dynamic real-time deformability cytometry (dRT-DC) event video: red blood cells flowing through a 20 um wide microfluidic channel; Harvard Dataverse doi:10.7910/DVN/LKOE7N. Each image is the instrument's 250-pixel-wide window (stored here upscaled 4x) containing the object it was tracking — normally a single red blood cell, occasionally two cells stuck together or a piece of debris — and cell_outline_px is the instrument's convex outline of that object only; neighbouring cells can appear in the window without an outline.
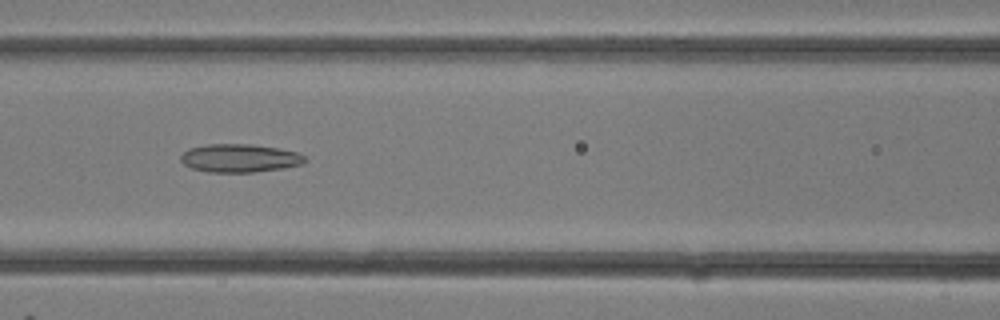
{"species": "common noctule bat (a hibernating species)", "species_latin": "Nyctalus noctula", "temperature_condition": "room temperature", "stored_images_in_passage": 32, "camera_frame_rate_fps": 3000, "um_per_image_px": 0.085, "animal": {"sex": "female"}, "frame": {"image": 1, "passage_image": 14, "time_ms": 4.333, "image_size_px": [1000, 320], "cell_outline_px": [[308, 160], [304, 164], [284, 168], [252, 172], [208, 172], [192, 168], [184, 164], [180, 160], [180, 156], [188, 148], [208, 144], [252, 144], [280, 148], [296, 152], [304, 156]], "centroid_in_image_um": [20.39, 13.44], "position_along_channel_um": 146.2, "area_um2": 20.58}}
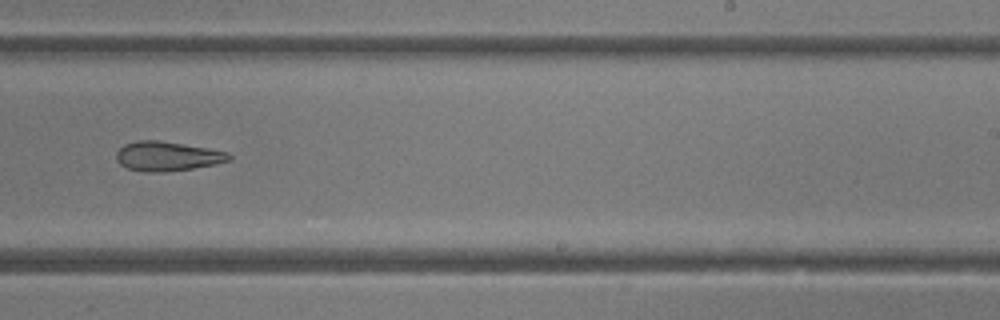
{"frame": {"image": 2, "passage_image": 20, "time_ms": 6.333, "image_size_px": [1000, 320], "cell_outline_px": [[232, 160], [216, 164], [192, 168], [160, 172], [144, 172], [128, 168], [120, 164], [116, 160], [116, 152], [124, 144], [136, 140], [156, 140], [208, 148], [228, 152], [232, 156]], "centroid_in_image_um": [14.22, 13.28], "position_along_channel_um": 274.8, "area_um2": 19.31}}
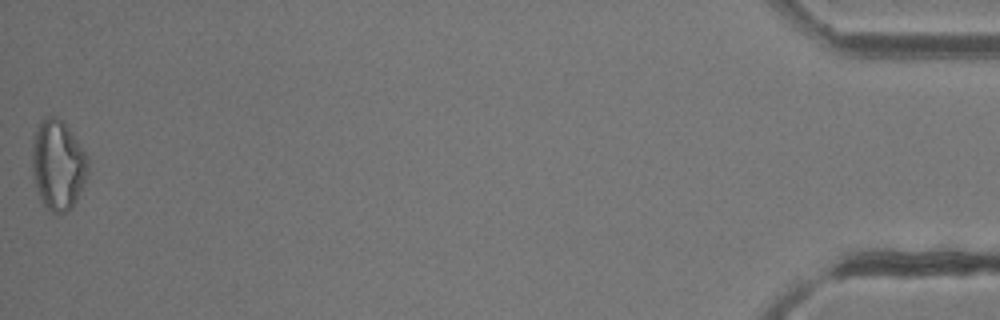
{"frame": {"image": 3, "passage_image": 32, "time_ms": 10.333, "image_size_px": [1000, 320], "cell_outline_px": [[88, 172], [76, 200], [72, 208], [64, 212], [52, 212], [40, 200], [32, 172], [32, 140], [44, 116], [56, 116], [68, 128], [88, 156]], "centroid_in_image_um": [4.92, 14.02], "position_along_channel_um": 430.3, "area_um2": 28.9}}